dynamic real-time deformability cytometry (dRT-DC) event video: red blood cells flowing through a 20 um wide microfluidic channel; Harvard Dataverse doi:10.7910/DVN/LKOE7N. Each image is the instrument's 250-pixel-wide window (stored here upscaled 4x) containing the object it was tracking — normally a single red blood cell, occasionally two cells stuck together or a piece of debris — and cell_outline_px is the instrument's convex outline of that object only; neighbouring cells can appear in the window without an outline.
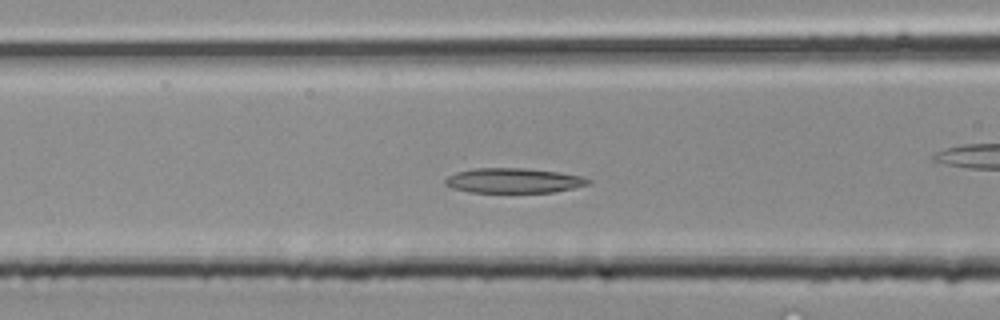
{"species": "common noctule bat (a hibernating species)", "species_latin": "Nyctalus noctula", "temperature_condition": "room temperature", "stored_images_in_passage": 31, "camera_frame_rate_fps": 3000, "um_per_image_px": 0.085, "animal": {"sex": "male", "body_mass_g": 20.4}, "frame": {"image": 1, "passage_image": 10, "time_ms": 3.0, "image_size_px": [1000, 320], "cell_outline_px": [[592, 180], [588, 184], [572, 188], [552, 192], [468, 192], [452, 188], [444, 184], [444, 180], [448, 176], [456, 172], [472, 168], [528, 168], [560, 172], [584, 176]], "centroid_in_image_um": [43.64, 15.34], "position_along_channel_um": 123.0, "area_um2": 20.87}}
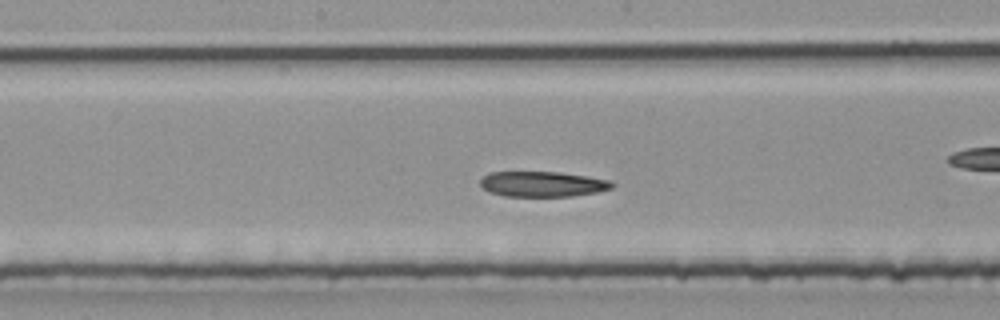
{"frame": {"image": 2, "passage_image": 14, "time_ms": 4.333, "image_size_px": [1000, 320], "cell_outline_px": [[616, 184], [612, 188], [596, 192], [572, 196], [504, 196], [488, 192], [480, 184], [480, 180], [488, 172], [560, 172], [588, 176], [612, 180]], "centroid_in_image_um": [46.14, 15.64], "position_along_channel_um": 202.1, "area_um2": 19.59}}